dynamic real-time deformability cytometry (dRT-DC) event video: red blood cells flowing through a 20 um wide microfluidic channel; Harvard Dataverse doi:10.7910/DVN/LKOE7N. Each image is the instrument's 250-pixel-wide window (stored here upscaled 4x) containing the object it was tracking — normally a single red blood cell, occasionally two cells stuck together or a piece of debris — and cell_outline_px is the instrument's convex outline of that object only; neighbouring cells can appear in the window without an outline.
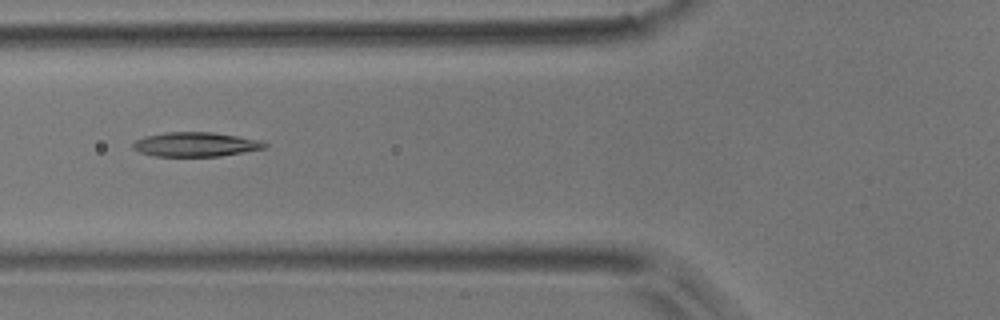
{"species": "common noctule bat (a hibernating species)", "species_latin": "Nyctalus noctula", "temperature_condition": "room temperature", "stored_images_in_passage": 3, "camera_frame_rate_fps": 3000, "um_per_image_px": 0.085, "animal": {"sex": "male", "body_mass_g": 17.9}, "frame": {"image": 1, "passage_image": 3, "time_ms": 2.333, "image_size_px": [1000, 320], "cell_outline_px": [[268, 144], [264, 148], [244, 152], [220, 156], [156, 156], [140, 152], [132, 148], [132, 144], [136, 140], [144, 136], [164, 132], [212, 132], [264, 140]], "centroid_in_image_um": [16.64, 12.26], "position_along_channel_um": 109.2, "area_um2": 18.79}}